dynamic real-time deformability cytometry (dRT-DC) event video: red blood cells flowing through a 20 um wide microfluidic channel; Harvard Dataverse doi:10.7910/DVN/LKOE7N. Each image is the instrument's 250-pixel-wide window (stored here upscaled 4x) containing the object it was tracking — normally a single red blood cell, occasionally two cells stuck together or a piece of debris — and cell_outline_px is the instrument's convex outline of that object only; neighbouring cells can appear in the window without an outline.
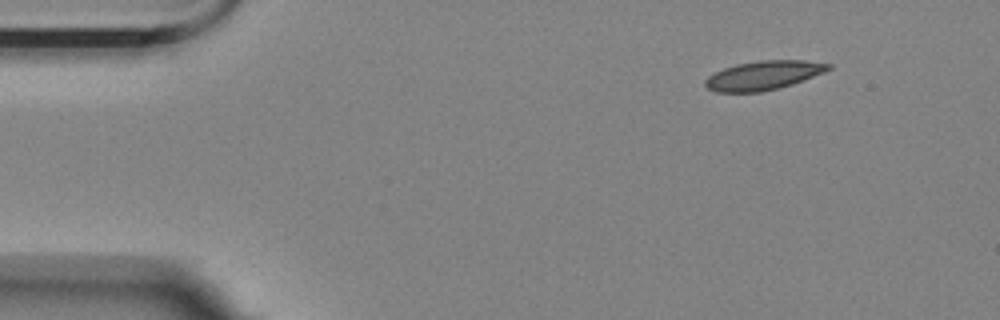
{"species": "Egyptian fruit bat (a non-hibernating species)", "species_latin": "Rousettus aegyptiacus", "temperature_condition": "room temperature", "stored_images_in_passage": 50, "camera_frame_rate_fps": 3000, "um_per_image_px": 0.085, "animal": {"sex": "female"}, "frame": {"image": 1, "passage_image": 1, "time_ms": 0.0, "image_size_px": [1000, 320], "cell_outline_px": [[832, 68], [824, 72], [792, 84], [760, 92], [716, 92], [708, 88], [704, 84], [704, 80], [708, 76], [724, 68], [736, 64], [760, 60], [804, 60], [832, 64]], "centroid_in_image_um": [64.88, 6.4], "position_along_channel_um": 20.1, "area_um2": 20.69}}
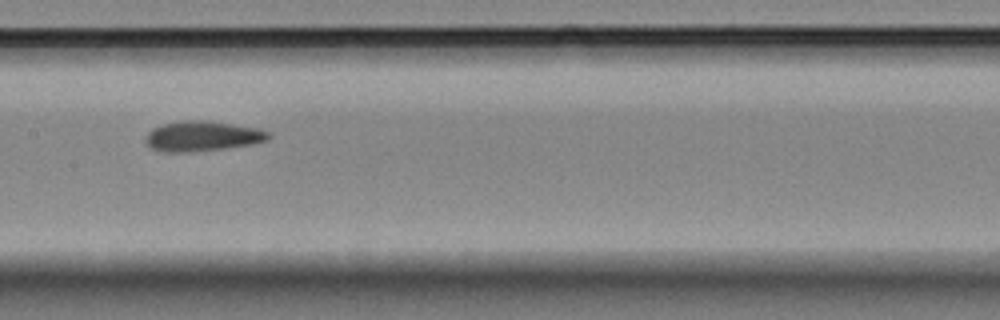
{"frame": {"image": 2, "passage_image": 22, "time_ms": 7.0, "image_size_px": [1000, 320], "cell_outline_px": [[272, 136], [268, 140], [252, 144], [224, 148], [188, 152], [164, 152], [148, 148], [144, 140], [144, 136], [152, 128], [160, 124], [180, 120], [208, 120], [260, 128], [268, 132]], "centroid_in_image_um": [17.15, 11.56], "position_along_channel_um": 190.2, "area_um2": 22.02}}
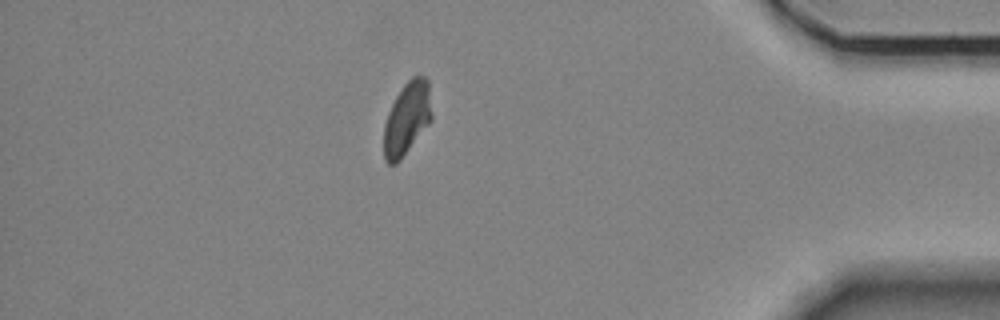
{"frame": {"image": 3, "passage_image": 43, "time_ms": 14.0, "image_size_px": [1000, 320], "cell_outline_px": [[432, 120], [400, 160], [396, 164], [388, 164], [384, 160], [384, 124], [388, 112], [396, 96], [404, 84], [412, 76], [424, 76], [428, 80], [432, 116]], "centroid_in_image_um": [34.59, 10.07], "position_along_channel_um": 400.6, "area_um2": 20.29}, "authors_computed_cell_mechanics": {"area_um2": 20.7502, "velocity_mm_per_s": 3.5706, "shape_relaxation_time_tau1_ms": 5.1422, "shape_relaxation_time_tau2_ms": 2.3587, "deformation_change_tau1": 0.1284, "deformation_change_tau2": 0.0644}}